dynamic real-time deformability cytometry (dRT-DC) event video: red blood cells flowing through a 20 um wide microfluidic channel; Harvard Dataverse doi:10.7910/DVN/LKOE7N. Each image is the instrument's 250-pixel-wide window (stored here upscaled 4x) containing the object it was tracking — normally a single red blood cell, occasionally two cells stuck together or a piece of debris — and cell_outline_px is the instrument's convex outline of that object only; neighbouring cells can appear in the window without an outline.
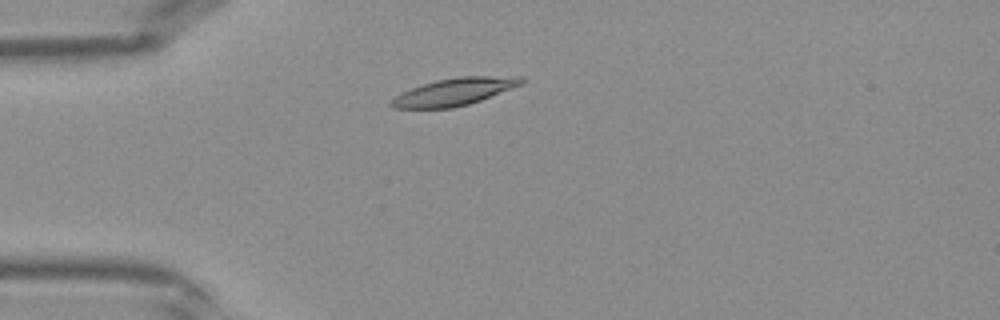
{"species": "Egyptian fruit bat (a non-hibernating species)", "species_latin": "Rousettus aegyptiacus", "temperature_condition": "warm", "stored_images_in_passage": 38, "camera_frame_rate_fps": 3000, "um_per_image_px": 0.085, "frame": {"image": 1, "passage_image": 7, "time_ms": 2.0, "image_size_px": [1000, 320], "cell_outline_px": [[524, 84], [480, 100], [468, 104], [452, 108], [392, 108], [388, 104], [396, 96], [412, 88], [436, 80], [460, 76], [520, 76], [524, 80]], "centroid_in_image_um": [38.65, 7.79], "position_along_channel_um": 46.3, "area_um2": 20.52}}
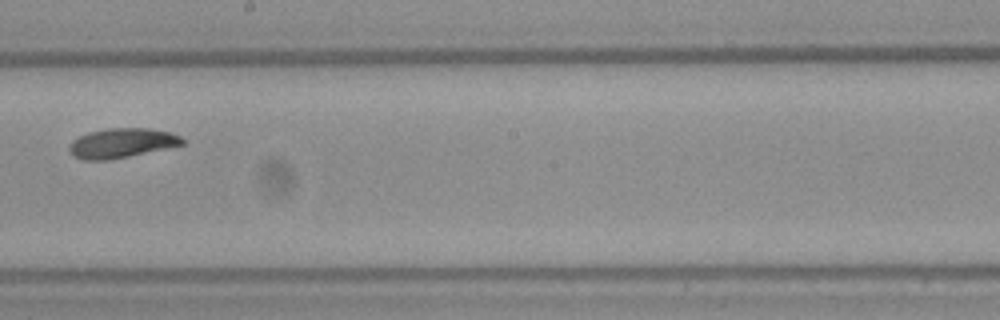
{"frame": {"image": 2, "passage_image": 20, "time_ms": 6.333, "image_size_px": [1000, 320], "cell_outline_px": [[184, 144], [128, 156], [108, 160], [84, 160], [72, 156], [68, 148], [72, 140], [88, 132], [104, 128], [152, 128], [172, 132], [180, 136], [184, 140]], "centroid_in_image_um": [10.32, 12.14], "position_along_channel_um": 237.9, "area_um2": 19.54}}
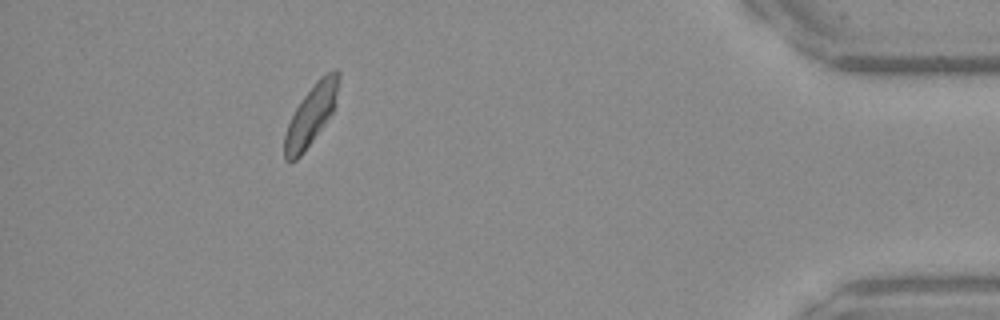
{"frame": {"image": 3, "passage_image": 34, "time_ms": 11.0, "image_size_px": [1000, 320], "cell_outline_px": [[340, 76], [336, 108], [300, 156], [296, 160], [288, 164], [284, 160], [284, 136], [288, 124], [296, 108], [304, 96], [316, 80], [320, 76], [336, 68], [340, 72]], "centroid_in_image_um": [26.46, 9.76], "position_along_channel_um": 408.7, "area_um2": 19.02}}